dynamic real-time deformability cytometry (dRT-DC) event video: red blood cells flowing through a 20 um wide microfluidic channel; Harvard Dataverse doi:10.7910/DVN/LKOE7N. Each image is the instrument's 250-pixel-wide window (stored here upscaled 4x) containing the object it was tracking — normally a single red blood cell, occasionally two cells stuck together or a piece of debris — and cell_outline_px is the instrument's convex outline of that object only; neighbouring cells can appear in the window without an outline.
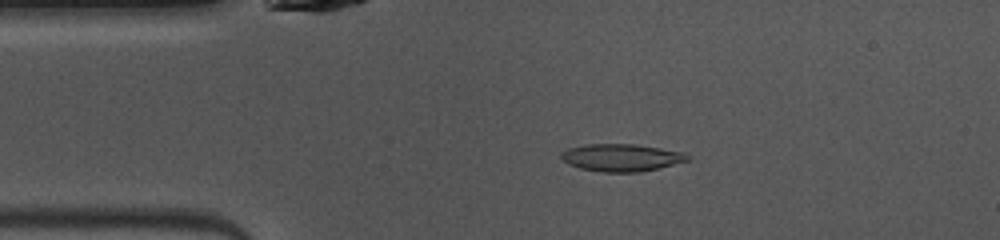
{"species": "common noctule bat (a hibernating species)", "species_latin": "Nyctalus noctula", "temperature_condition": "warm", "stored_images_in_passage": 42, "camera_frame_rate_fps": 3000, "um_per_image_px": 0.085, "animal": {"sex": "female", "body_mass_g": 10.0, "forearm_length_mm": 53.1}, "frame": {"image": 1, "passage_image": 3, "time_ms": 0.667, "image_size_px": [1000, 240], "cell_outline_px": [[692, 160], [640, 172], [604, 172], [580, 168], [568, 164], [560, 156], [560, 152], [568, 148], [584, 144], [632, 144], [660, 148], [684, 152], [692, 156]], "centroid_in_image_um": [52.84, 13.39], "position_along_channel_um": 32.2, "area_um2": 20.29}}
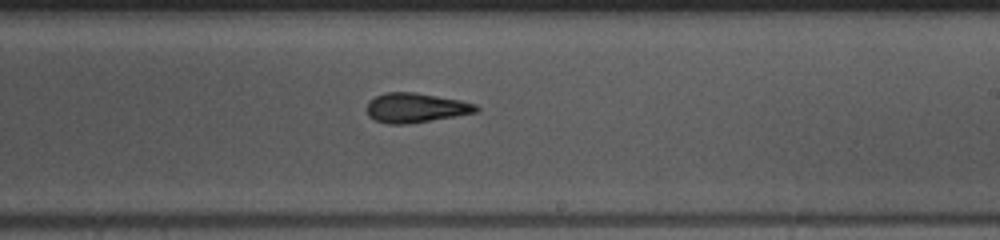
{"frame": {"image": 2, "passage_image": 21, "time_ms": 6.667, "image_size_px": [1000, 240], "cell_outline_px": [[480, 112], [408, 124], [388, 124], [376, 120], [368, 116], [368, 100], [384, 92], [412, 92], [460, 100], [476, 104], [480, 108]], "centroid_in_image_um": [35.36, 9.16], "position_along_channel_um": 253.6, "area_um2": 18.84}}
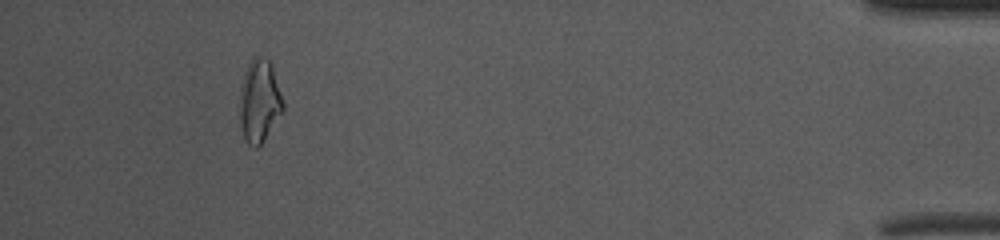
{"frame": {"image": 3, "passage_image": 38, "time_ms": 12.333, "image_size_px": [1000, 240], "cell_outline_px": [[284, 108], [264, 140], [256, 148], [248, 144], [244, 140], [240, 128], [240, 84], [244, 72], [252, 56], [256, 52], [268, 60], [272, 64], [284, 104]], "centroid_in_image_um": [22.02, 8.54], "position_along_channel_um": 413.2, "area_um2": 21.21}, "authors_computed_cell_mechanics": {"area_um2": 19.1896, "velocity_mm_per_s": 4.09, "shape_relaxation_time_tau1_ms": 3.196, "shape_relaxation_time_tau2_ms": 2.3117, "deformation_change_tau1": 0.1422, "deformation_change_tau2": 0.1079}}